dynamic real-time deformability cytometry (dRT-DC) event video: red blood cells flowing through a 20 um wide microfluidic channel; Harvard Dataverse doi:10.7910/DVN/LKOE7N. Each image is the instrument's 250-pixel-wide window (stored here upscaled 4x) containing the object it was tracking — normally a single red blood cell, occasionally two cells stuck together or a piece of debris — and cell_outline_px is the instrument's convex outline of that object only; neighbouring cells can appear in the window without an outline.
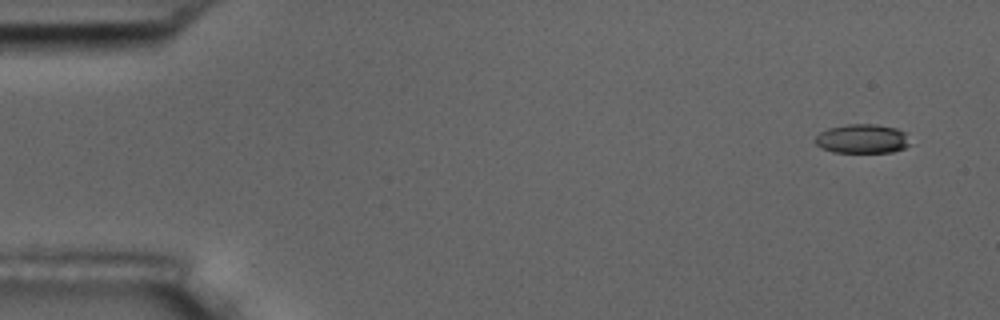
{"species": "common noctule bat (a hibernating species)", "species_latin": "Nyctalus noctula", "temperature_condition": "room temperature", "stored_images_in_passage": 5, "camera_frame_rate_fps": 3000, "um_per_image_px": 0.085, "animal": {"sex": "male", "body_mass_g": 17.5, "forearm_length_mm": 52.3}, "frame": {"image": 1, "passage_image": 1, "time_ms": 0.0, "image_size_px": [1000, 320], "cell_outline_px": [[912, 144], [904, 148], [892, 152], [832, 152], [820, 148], [816, 144], [816, 136], [820, 132], [828, 128], [848, 124], [876, 124], [896, 128], [904, 132]], "centroid_in_image_um": [73.3, 11.8], "position_along_channel_um": 11.7, "area_um2": 16.18}}
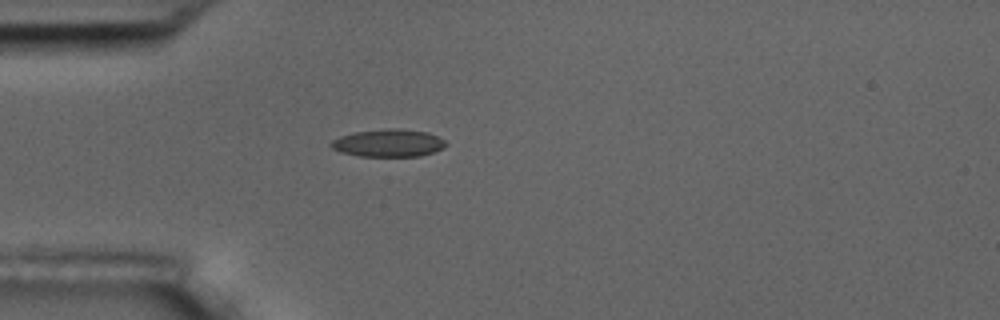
{"frame": {"image": 2, "passage_image": 4, "time_ms": 4.333, "image_size_px": [1000, 320], "cell_outline_px": [[448, 144], [444, 148], [420, 156], [360, 156], [340, 152], [332, 148], [328, 144], [332, 140], [340, 136], [352, 132], [388, 128], [400, 128], [428, 132], [444, 140]], "centroid_in_image_um": [33.0, 12.15], "position_along_channel_um": 52.0, "area_um2": 18.61}}